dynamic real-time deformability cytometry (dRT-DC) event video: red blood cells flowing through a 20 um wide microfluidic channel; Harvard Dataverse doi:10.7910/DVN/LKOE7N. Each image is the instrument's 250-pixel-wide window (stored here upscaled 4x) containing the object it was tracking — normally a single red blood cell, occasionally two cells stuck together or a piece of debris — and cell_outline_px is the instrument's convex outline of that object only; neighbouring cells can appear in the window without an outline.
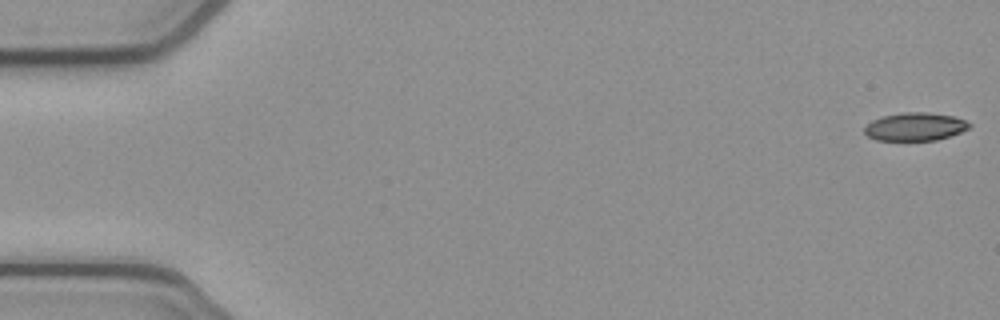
{"species": "common noctule bat (a hibernating species)", "species_latin": "Nyctalus noctula", "temperature_condition": "cold", "stored_images_in_passage": 53, "camera_frame_rate_fps": 3000, "um_per_image_px": 0.085, "animal": {"sex": "female", "body_mass_g": 21.9}, "frame": {"image": 1, "passage_image": 1, "time_ms": 0.0, "image_size_px": [1000, 320], "cell_outline_px": [[972, 128], [936, 140], [876, 140], [868, 136], [864, 132], [864, 128], [872, 120], [884, 116], [904, 112], [924, 112], [952, 116], [964, 120], [972, 124]], "centroid_in_image_um": [77.79, 10.77], "position_along_channel_um": 7.2, "area_um2": 16.99}}
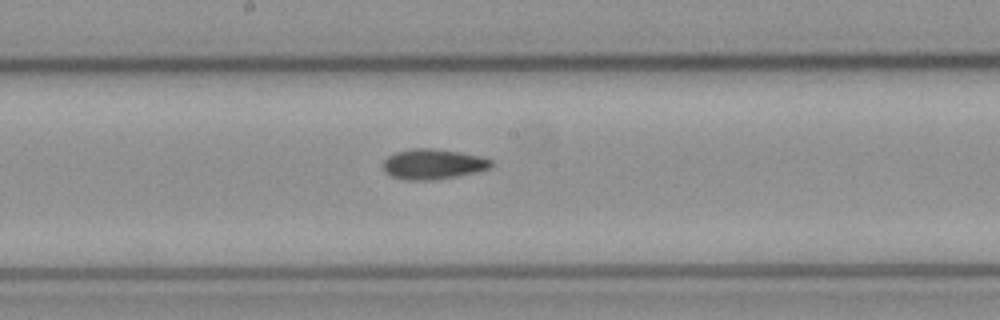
{"frame": {"image": 2, "passage_image": 28, "time_ms": 9.0, "image_size_px": [1000, 320], "cell_outline_px": [[492, 164], [488, 168], [476, 172], [456, 176], [432, 180], [404, 180], [392, 176], [384, 172], [384, 160], [388, 156], [396, 152], [412, 148], [432, 148], [460, 152], [484, 156], [492, 160]], "centroid_in_image_um": [36.81, 13.94], "position_along_channel_um": 211.4, "area_um2": 19.07}}
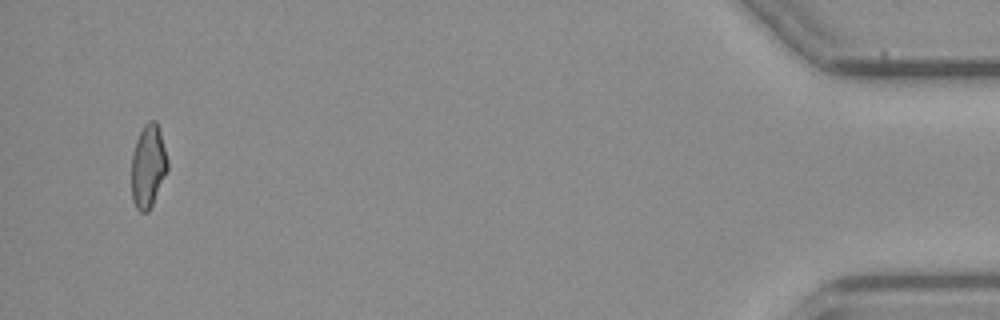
{"frame": {"image": 3, "passage_image": 51, "time_ms": 16.667, "image_size_px": [1000, 320], "cell_outline_px": [[168, 168], [152, 204], [148, 212], [140, 212], [136, 208], [132, 200], [132, 152], [136, 140], [144, 124], [148, 120], [156, 120], [160, 132], [168, 160]], "centroid_in_image_um": [12.58, 14.11], "position_along_channel_um": 422.6, "area_um2": 17.34}, "authors_computed_cell_mechanics": {"area_um2": 18.207, "velocity_mm_per_s": 3.8794, "shape_relaxation_time_tau1_ms": 9.9057, "shape_relaxation_time_tau2_ms": 3.8149, "deformation_change_tau1": 0.2131, "deformation_change_tau2": 0.1062}}